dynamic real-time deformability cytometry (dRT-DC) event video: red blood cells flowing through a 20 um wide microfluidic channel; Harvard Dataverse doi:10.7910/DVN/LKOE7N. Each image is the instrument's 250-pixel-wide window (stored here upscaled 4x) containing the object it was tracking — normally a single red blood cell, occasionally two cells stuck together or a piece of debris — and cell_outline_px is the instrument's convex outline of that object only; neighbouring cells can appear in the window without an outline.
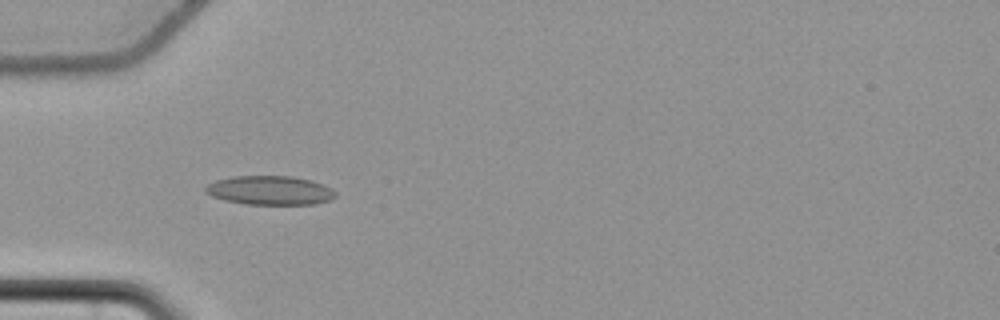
{"species": "common noctule bat (a hibernating species)", "species_latin": "Nyctalus noctula", "temperature_condition": "cold", "stored_images_in_passage": 23, "camera_frame_rate_fps": 3000, "um_per_image_px": 0.085, "animal": {"sex": "female", "body_mass_g": 22.7, "forearm_length_mm": 54.2}, "frame": {"image": 1, "passage_image": 20, "time_ms": 6.333, "image_size_px": [1000, 320], "cell_outline_px": [[336, 196], [328, 200], [316, 204], [244, 204], [212, 196], [204, 192], [204, 188], [208, 184], [216, 180], [232, 176], [292, 176], [312, 180], [332, 188], [336, 192]], "centroid_in_image_um": [22.95, 16.17], "position_along_channel_um": 62.0, "area_um2": 21.96}}